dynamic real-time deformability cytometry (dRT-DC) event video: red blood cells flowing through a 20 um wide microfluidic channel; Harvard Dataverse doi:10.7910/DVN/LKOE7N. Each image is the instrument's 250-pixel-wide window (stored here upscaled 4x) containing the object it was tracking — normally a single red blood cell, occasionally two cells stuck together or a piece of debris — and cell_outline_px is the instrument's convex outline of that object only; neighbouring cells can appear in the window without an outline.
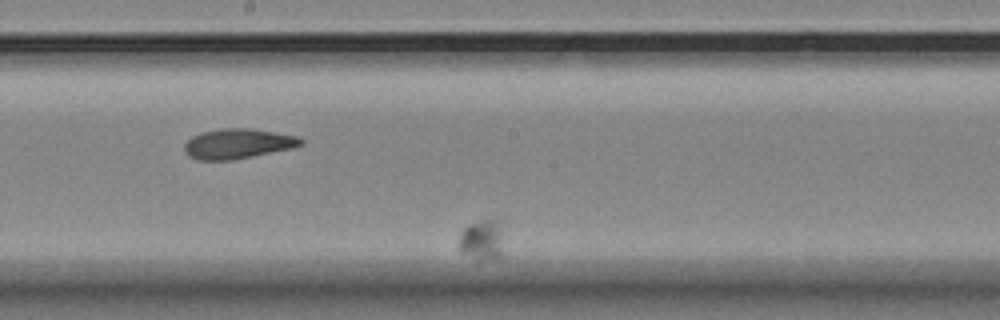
{"species": "Egyptian fruit bat (a non-hibernating species)", "species_latin": "Rousettus aegyptiacus", "temperature_condition": "room temperature", "stored_images_in_passage": 12, "camera_frame_rate_fps": 3000, "um_per_image_px": 0.085, "animal": {"sex": "female"}, "frame": {"image": 1, "passage_image": 6, "time_ms": 6.667, "image_size_px": [1000, 320], "cell_outline_px": [[504, 256], [480, 260], [476, 260], [460, 252], [460, 232], [468, 224], [484, 220], [492, 220], [500, 228]], "centroid_in_image_um": [40.94, 20.45], "position_along_channel_um": 207.3, "area_um2": 10.35}}
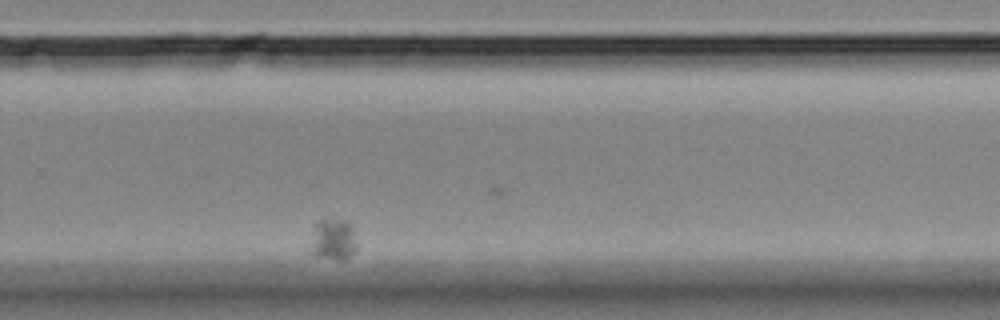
{"frame": {"image": 2, "passage_image": 10, "time_ms": 11.333, "image_size_px": [1000, 320], "cell_outline_px": [[356, 252], [352, 256], [344, 260], [340, 260], [312, 256], [304, 252], [316, 224], [320, 220], [328, 220], [352, 224], [356, 244]], "centroid_in_image_um": [28.23, 20.46], "position_along_channel_um": 301.6, "area_um2": 11.62}}
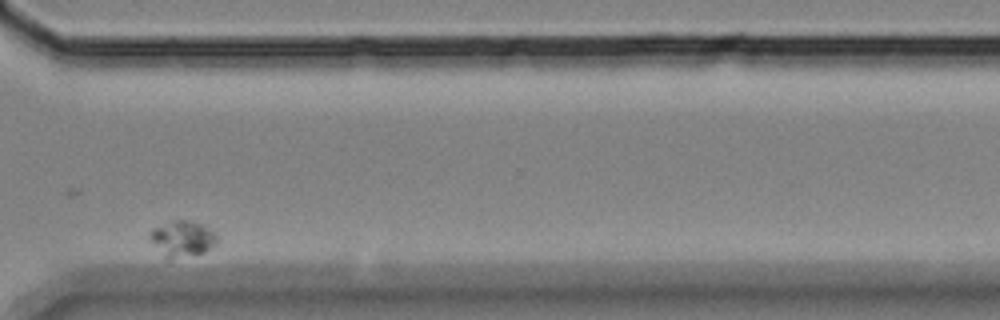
{"frame": {"image": 3, "passage_image": 12, "time_ms": 13.667, "image_size_px": [1000, 320], "cell_outline_px": [[220, 240], [216, 244], [204, 252], [172, 256], [164, 256], [148, 240], [148, 232], [152, 228], [172, 220], [188, 220], [200, 224], [216, 232]], "centroid_in_image_um": [15.48, 20.23], "position_along_channel_um": 355.1, "area_um2": 13.81}}